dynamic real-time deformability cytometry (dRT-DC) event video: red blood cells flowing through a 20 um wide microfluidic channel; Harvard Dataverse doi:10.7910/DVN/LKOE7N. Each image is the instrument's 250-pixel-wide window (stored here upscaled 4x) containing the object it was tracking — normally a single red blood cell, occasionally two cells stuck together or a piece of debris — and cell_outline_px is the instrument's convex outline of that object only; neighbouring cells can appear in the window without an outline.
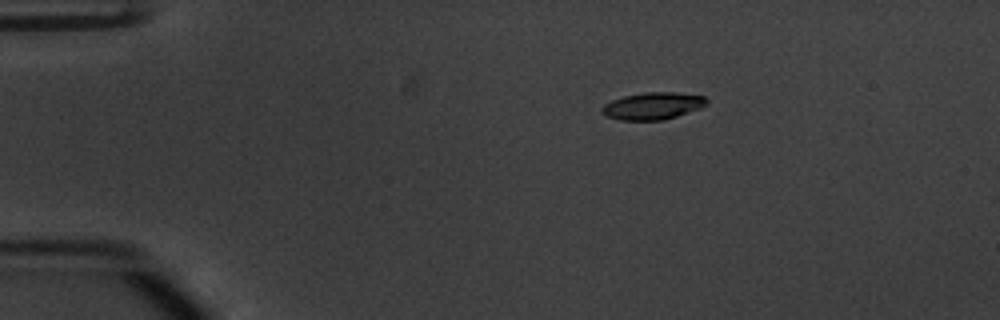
{"species": "common noctule bat (a hibernating species)", "species_latin": "Nyctalus noctula", "temperature_condition": "warm", "stored_images_in_passage": 44, "camera_frame_rate_fps": 3000, "um_per_image_px": 0.085, "animal": {"sex": "male", "body_mass_g": 20.1, "forearm_length_mm": 53.5}, "frame": {"image": 1, "passage_image": 1, "time_ms": 0.0, "image_size_px": [1000, 320], "cell_outline_px": [[708, 104], [700, 108], [664, 120], [620, 120], [604, 116], [600, 112], [600, 108], [604, 104], [612, 100], [624, 96], [644, 92], [672, 92], [704, 96], [708, 100]], "centroid_in_image_um": [55.45, 9.0], "position_along_channel_um": 29.6, "area_um2": 16.65}}
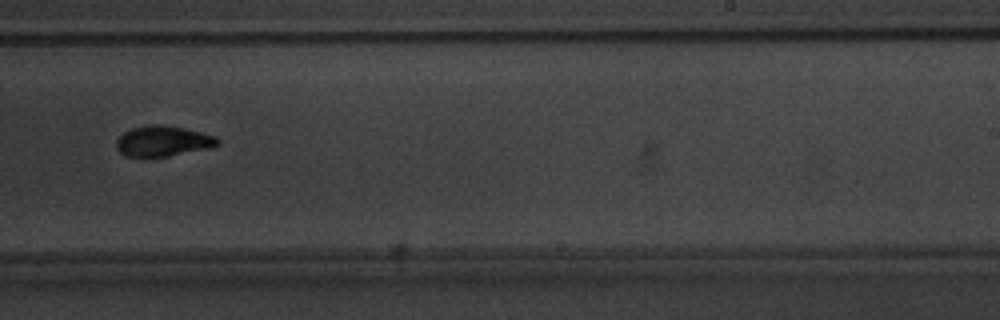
{"frame": {"image": 2, "passage_image": 25, "time_ms": 8.0, "image_size_px": [1000, 320], "cell_outline_px": [[220, 144], [212, 148], [168, 156], [124, 156], [116, 148], [116, 140], [124, 132], [132, 128], [148, 124], [160, 124], [184, 128], [216, 136], [220, 140]], "centroid_in_image_um": [13.87, 11.99], "position_along_channel_um": 275.1, "area_um2": 18.09}}
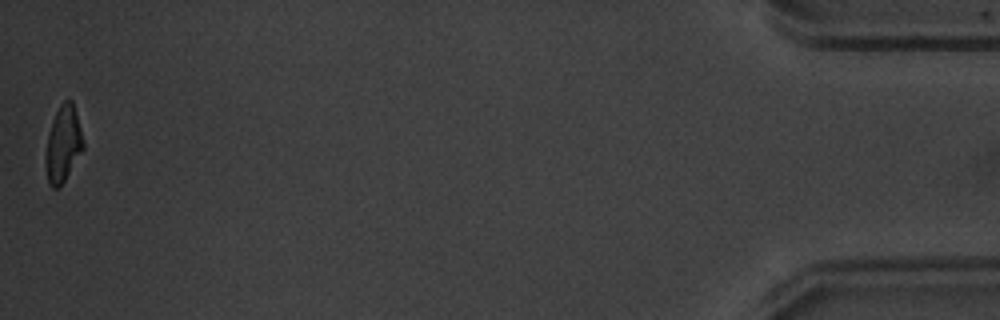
{"frame": {"image": 3, "passage_image": 44, "time_ms": 14.333, "image_size_px": [1000, 320], "cell_outline_px": [[84, 148], [64, 180], [56, 188], [52, 188], [48, 184], [44, 160], [44, 156], [48, 136], [52, 120], [60, 104], [64, 100], [72, 100], [80, 128], [84, 144]], "centroid_in_image_um": [5.34, 12.25], "position_along_channel_um": 429.9, "area_um2": 16.47}, "authors_computed_cell_mechanics": {"area_um2": 17.6579, "velocity_mm_per_s": 3.8449, "shape_relaxation_time_tau1_ms": 3.4857, "shape_relaxation_time_tau2_ms": 1.8073, "deformation_change_tau1": 0.1666, "deformation_change_tau2": 0.0756}}